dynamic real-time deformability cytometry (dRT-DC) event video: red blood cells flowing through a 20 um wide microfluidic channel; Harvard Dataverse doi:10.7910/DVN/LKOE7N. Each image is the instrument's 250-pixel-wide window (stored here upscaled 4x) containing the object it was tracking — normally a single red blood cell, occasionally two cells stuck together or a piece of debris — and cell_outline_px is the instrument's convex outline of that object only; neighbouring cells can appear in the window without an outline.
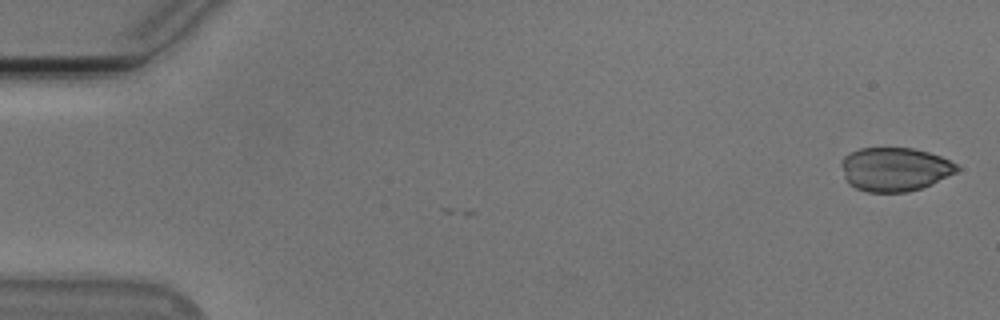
{"species": "Egyptian fruit bat (a non-hibernating species)", "species_latin": "Rousettus aegyptiacus", "temperature_condition": "cold", "stored_images_in_passage": 2, "camera_frame_rate_fps": 3000, "um_per_image_px": 0.085, "animal": {"sex": "male"}, "frame": {"image": 1, "passage_image": 2, "time_ms": 0.333, "image_size_px": [1000, 320], "cell_outline_px": [[960, 168], [956, 172], [932, 184], [908, 192], [868, 192], [856, 188], [848, 184], [844, 176], [840, 164], [840, 160], [848, 152], [860, 148], [912, 148], [928, 152], [940, 156], [956, 164]], "centroid_in_image_um": [76.01, 14.38], "position_along_channel_um": 9.0, "area_um2": 29.59}}